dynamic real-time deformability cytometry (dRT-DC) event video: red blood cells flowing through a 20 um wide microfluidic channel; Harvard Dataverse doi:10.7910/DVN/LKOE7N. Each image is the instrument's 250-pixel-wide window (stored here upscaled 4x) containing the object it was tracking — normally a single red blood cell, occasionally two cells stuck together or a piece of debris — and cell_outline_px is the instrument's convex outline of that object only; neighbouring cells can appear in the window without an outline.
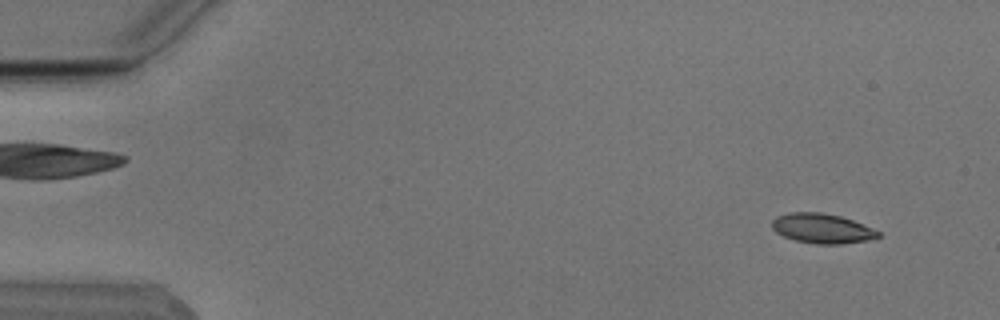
{"species": "Egyptian fruit bat (a non-hibernating species)", "species_latin": "Rousettus aegyptiacus", "temperature_condition": "cold", "stored_images_in_passage": 55, "segment_of_instrument_passage": [1, 2], "camera_frame_rate_fps": 3000, "um_per_image_px": 0.085, "animal": {"sex": "male"}, "frame": {"image": 1, "passage_image": 4, "time_ms": 1.0, "image_size_px": [1000, 320], "cell_outline_px": [[880, 236], [868, 240], [840, 244], [816, 244], [796, 240], [784, 236], [776, 232], [772, 228], [772, 220], [776, 216], [788, 212], [820, 212], [840, 216], [852, 220], [872, 228], [880, 232]], "centroid_in_image_um": [69.85, 19.41], "position_along_channel_um": 15.1, "area_um2": 18.32}}
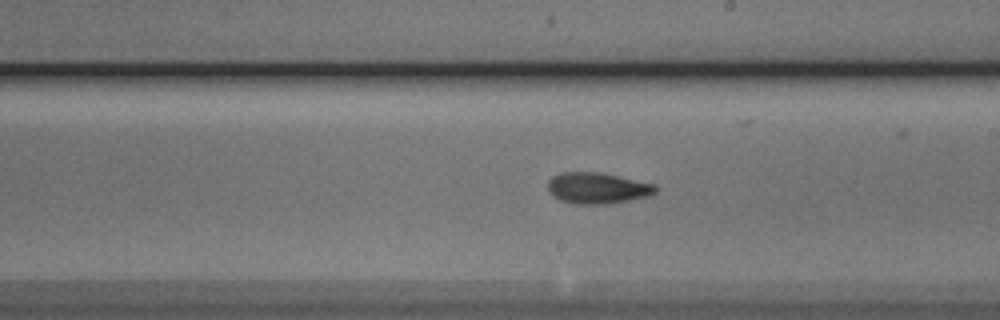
{"frame": {"image": 2, "passage_image": 31, "time_ms": 10.0, "image_size_px": [1000, 320], "cell_outline_px": [[660, 188], [656, 192], [648, 196], [608, 204], [576, 204], [560, 200], [552, 196], [548, 192], [548, 180], [552, 176], [560, 172], [600, 172], [656, 184]], "centroid_in_image_um": [50.77, 15.98], "position_along_channel_um": 238.2, "area_um2": 19.77}}
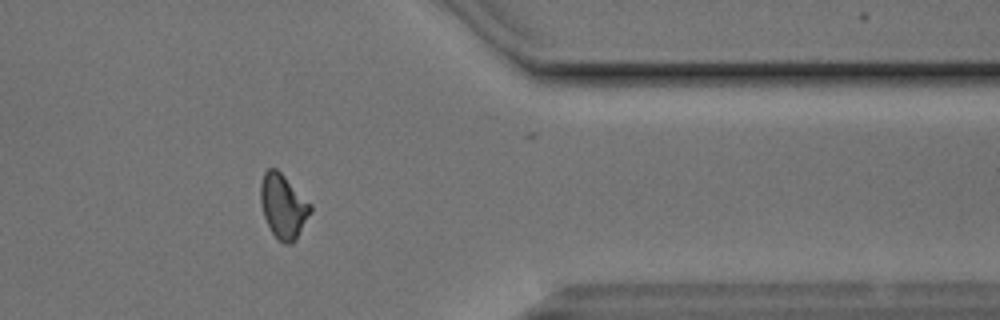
{"frame": {"image": 3, "passage_image": 44, "time_ms": 14.333, "image_size_px": [1000, 320], "cell_outline_px": [[312, 212], [296, 240], [292, 244], [284, 244], [272, 232], [264, 216], [260, 200], [260, 184], [264, 172], [268, 168], [276, 168], [312, 204]], "centroid_in_image_um": [24.09, 17.53], "position_along_channel_um": 387.3, "area_um2": 18.67}}